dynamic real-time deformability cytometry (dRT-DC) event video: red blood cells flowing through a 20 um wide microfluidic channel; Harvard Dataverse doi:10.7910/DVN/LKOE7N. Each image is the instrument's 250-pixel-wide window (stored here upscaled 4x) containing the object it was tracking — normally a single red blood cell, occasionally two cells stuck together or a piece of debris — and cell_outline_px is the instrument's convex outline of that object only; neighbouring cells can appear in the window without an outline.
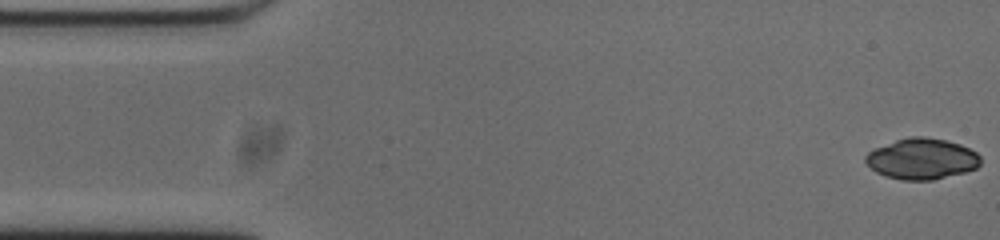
{"species": "common noctule bat (a hibernating species)", "species_latin": "Nyctalus noctula", "temperature_condition": "cold", "stored_images_in_passage": 53, "camera_frame_rate_fps": 3000, "um_per_image_px": 0.085, "animal": {"sex": "male", "body_mass_g": 20.0, "forearm_length_mm": 53.3}, "frame": {"image": 1, "passage_image": 1, "time_ms": 0.0, "image_size_px": [1000, 240], "cell_outline_px": [[980, 164], [976, 168], [964, 172], [932, 180], [904, 180], [884, 176], [876, 172], [864, 160], [864, 156], [868, 152], [876, 148], [896, 140], [908, 136], [924, 136], [944, 140], [960, 144], [976, 152], [980, 156]], "centroid_in_image_um": [78.34, 13.5], "position_along_channel_um": 6.7, "area_um2": 27.28}}